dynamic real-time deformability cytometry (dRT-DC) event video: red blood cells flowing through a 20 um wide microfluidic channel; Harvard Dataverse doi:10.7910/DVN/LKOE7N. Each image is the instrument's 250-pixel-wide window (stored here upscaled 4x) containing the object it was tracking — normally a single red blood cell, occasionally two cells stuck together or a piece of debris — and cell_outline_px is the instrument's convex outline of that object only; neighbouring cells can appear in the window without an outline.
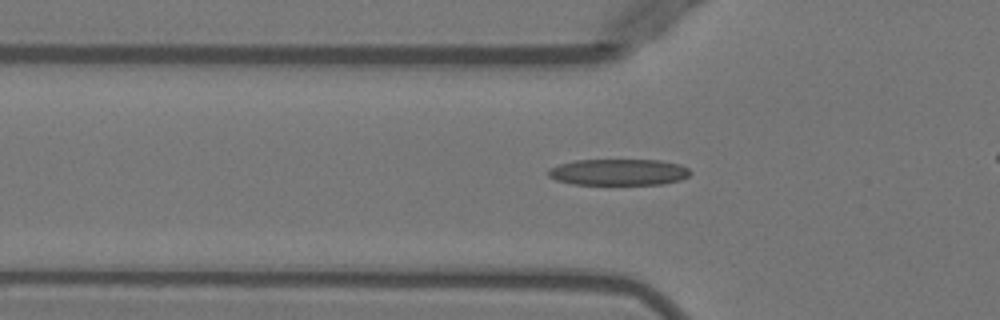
{"species": "Egyptian fruit bat (a non-hibernating species)", "species_latin": "Rousettus aegyptiacus", "temperature_condition": "warm", "stored_images_in_passage": 44, "camera_frame_rate_fps": 3000, "um_per_image_px": 0.085, "animal": {"sex": "female"}, "frame": {"image": 1, "passage_image": 17, "time_ms": 5.333, "image_size_px": [1000, 320], "cell_outline_px": [[692, 172], [688, 176], [680, 180], [660, 184], [572, 184], [556, 180], [548, 176], [548, 168], [560, 164], [576, 160], [660, 160], [680, 164], [688, 168]], "centroid_in_image_um": [52.58, 14.63], "position_along_channel_um": 73.2, "area_um2": 21.79}}
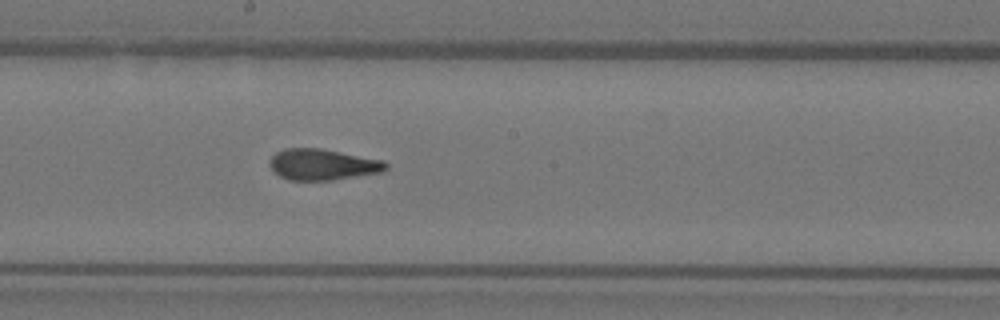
{"frame": {"image": 2, "passage_image": 28, "time_ms": 9.0, "image_size_px": [1000, 320], "cell_outline_px": [[388, 168], [384, 172], [332, 180], [288, 180], [272, 172], [268, 164], [268, 160], [276, 152], [284, 148], [320, 148], [384, 160], [388, 164]], "centroid_in_image_um": [27.41, 13.98], "position_along_channel_um": 220.8, "area_um2": 21.39}}
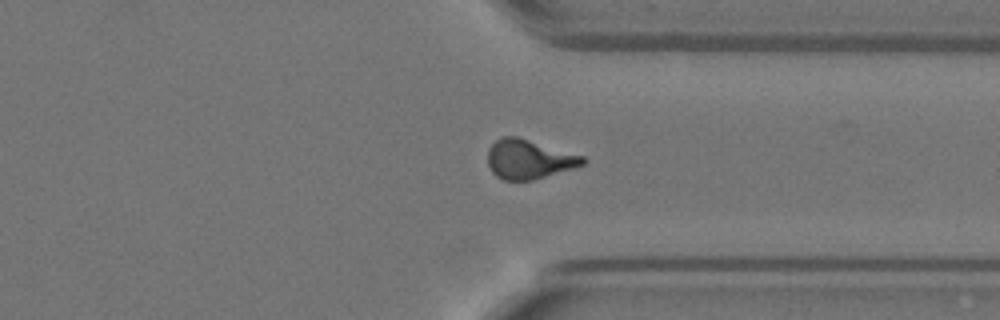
{"frame": {"image": 3, "passage_image": 39, "time_ms": 12.667, "image_size_px": [1000, 320], "cell_outline_px": [[588, 160], [584, 164], [576, 168], [532, 180], [504, 180], [496, 176], [492, 172], [488, 164], [488, 148], [500, 136], [516, 136], [584, 156]], "centroid_in_image_um": [44.97, 13.54], "position_along_channel_um": 366.4, "area_um2": 21.85}}